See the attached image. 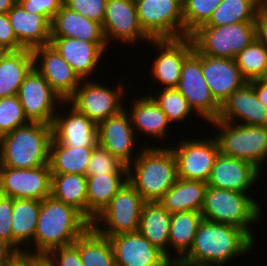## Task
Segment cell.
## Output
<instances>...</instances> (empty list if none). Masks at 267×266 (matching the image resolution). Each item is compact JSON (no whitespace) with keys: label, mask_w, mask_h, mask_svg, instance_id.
<instances>
[{"label":"cell","mask_w":267,"mask_h":266,"mask_svg":"<svg viewBox=\"0 0 267 266\" xmlns=\"http://www.w3.org/2000/svg\"><path fill=\"white\" fill-rule=\"evenodd\" d=\"M254 243L244 230L236 226L203 219L190 251L177 264L222 266L233 257L249 252Z\"/></svg>","instance_id":"1"},{"label":"cell","mask_w":267,"mask_h":266,"mask_svg":"<svg viewBox=\"0 0 267 266\" xmlns=\"http://www.w3.org/2000/svg\"><path fill=\"white\" fill-rule=\"evenodd\" d=\"M90 226L73 206L47 197L41 201L33 244L36 251L31 253L45 257L55 248L74 243Z\"/></svg>","instance_id":"2"},{"label":"cell","mask_w":267,"mask_h":266,"mask_svg":"<svg viewBox=\"0 0 267 266\" xmlns=\"http://www.w3.org/2000/svg\"><path fill=\"white\" fill-rule=\"evenodd\" d=\"M139 153L128 166V182L146 202L158 201L178 178L175 155L169 147L153 146H143Z\"/></svg>","instance_id":"3"},{"label":"cell","mask_w":267,"mask_h":266,"mask_svg":"<svg viewBox=\"0 0 267 266\" xmlns=\"http://www.w3.org/2000/svg\"><path fill=\"white\" fill-rule=\"evenodd\" d=\"M52 126L29 122L0 137V167L30 169L49 164Z\"/></svg>","instance_id":"4"},{"label":"cell","mask_w":267,"mask_h":266,"mask_svg":"<svg viewBox=\"0 0 267 266\" xmlns=\"http://www.w3.org/2000/svg\"><path fill=\"white\" fill-rule=\"evenodd\" d=\"M260 209L246 193L207 186L201 214L205 220L236 226L255 241L249 224L259 220Z\"/></svg>","instance_id":"5"},{"label":"cell","mask_w":267,"mask_h":266,"mask_svg":"<svg viewBox=\"0 0 267 266\" xmlns=\"http://www.w3.org/2000/svg\"><path fill=\"white\" fill-rule=\"evenodd\" d=\"M221 131L216 134L220 154L246 160L261 170L267 159V126L234 124L214 120L210 122Z\"/></svg>","instance_id":"6"},{"label":"cell","mask_w":267,"mask_h":266,"mask_svg":"<svg viewBox=\"0 0 267 266\" xmlns=\"http://www.w3.org/2000/svg\"><path fill=\"white\" fill-rule=\"evenodd\" d=\"M201 55L234 59L256 38L255 22L201 26L189 36Z\"/></svg>","instance_id":"7"},{"label":"cell","mask_w":267,"mask_h":266,"mask_svg":"<svg viewBox=\"0 0 267 266\" xmlns=\"http://www.w3.org/2000/svg\"><path fill=\"white\" fill-rule=\"evenodd\" d=\"M145 202L127 181L111 202L94 218L91 227L104 237L138 232L141 211ZM101 220L105 227L102 229L98 225Z\"/></svg>","instance_id":"8"},{"label":"cell","mask_w":267,"mask_h":266,"mask_svg":"<svg viewBox=\"0 0 267 266\" xmlns=\"http://www.w3.org/2000/svg\"><path fill=\"white\" fill-rule=\"evenodd\" d=\"M139 25L151 40L184 38L179 0H135Z\"/></svg>","instance_id":"9"},{"label":"cell","mask_w":267,"mask_h":266,"mask_svg":"<svg viewBox=\"0 0 267 266\" xmlns=\"http://www.w3.org/2000/svg\"><path fill=\"white\" fill-rule=\"evenodd\" d=\"M176 89L187 99L192 110L206 121L218 119L220 104L212 96L203 77L202 55L195 49L185 58Z\"/></svg>","instance_id":"10"},{"label":"cell","mask_w":267,"mask_h":266,"mask_svg":"<svg viewBox=\"0 0 267 266\" xmlns=\"http://www.w3.org/2000/svg\"><path fill=\"white\" fill-rule=\"evenodd\" d=\"M81 84L66 103H71L96 125L125 109L121 100L125 91L121 84L114 90L88 79Z\"/></svg>","instance_id":"11"},{"label":"cell","mask_w":267,"mask_h":266,"mask_svg":"<svg viewBox=\"0 0 267 266\" xmlns=\"http://www.w3.org/2000/svg\"><path fill=\"white\" fill-rule=\"evenodd\" d=\"M18 98L29 122L49 125L56 115V105L66 104L35 68L20 85Z\"/></svg>","instance_id":"12"},{"label":"cell","mask_w":267,"mask_h":266,"mask_svg":"<svg viewBox=\"0 0 267 266\" xmlns=\"http://www.w3.org/2000/svg\"><path fill=\"white\" fill-rule=\"evenodd\" d=\"M51 177L49 164L30 169L0 167V194L42 201L50 197Z\"/></svg>","instance_id":"13"},{"label":"cell","mask_w":267,"mask_h":266,"mask_svg":"<svg viewBox=\"0 0 267 266\" xmlns=\"http://www.w3.org/2000/svg\"><path fill=\"white\" fill-rule=\"evenodd\" d=\"M182 140L179 145L171 147L177 162V177L180 179L206 182L219 151L217 140Z\"/></svg>","instance_id":"14"},{"label":"cell","mask_w":267,"mask_h":266,"mask_svg":"<svg viewBox=\"0 0 267 266\" xmlns=\"http://www.w3.org/2000/svg\"><path fill=\"white\" fill-rule=\"evenodd\" d=\"M32 54L34 68L44 77L63 101H68L75 94L82 81L73 68L51 44L33 49Z\"/></svg>","instance_id":"15"},{"label":"cell","mask_w":267,"mask_h":266,"mask_svg":"<svg viewBox=\"0 0 267 266\" xmlns=\"http://www.w3.org/2000/svg\"><path fill=\"white\" fill-rule=\"evenodd\" d=\"M116 266H172L173 263L139 232L108 237Z\"/></svg>","instance_id":"16"},{"label":"cell","mask_w":267,"mask_h":266,"mask_svg":"<svg viewBox=\"0 0 267 266\" xmlns=\"http://www.w3.org/2000/svg\"><path fill=\"white\" fill-rule=\"evenodd\" d=\"M102 28L107 44L112 38L129 44L151 41L139 25L135 0H107Z\"/></svg>","instance_id":"17"},{"label":"cell","mask_w":267,"mask_h":266,"mask_svg":"<svg viewBox=\"0 0 267 266\" xmlns=\"http://www.w3.org/2000/svg\"><path fill=\"white\" fill-rule=\"evenodd\" d=\"M135 134L129 112L126 109L97 125L98 145L119 158L127 166L134 161L131 151L136 142Z\"/></svg>","instance_id":"18"},{"label":"cell","mask_w":267,"mask_h":266,"mask_svg":"<svg viewBox=\"0 0 267 266\" xmlns=\"http://www.w3.org/2000/svg\"><path fill=\"white\" fill-rule=\"evenodd\" d=\"M160 51L153 64V77L164 85V88H176L182 72L185 58L193 51L190 37L178 39L151 40Z\"/></svg>","instance_id":"19"},{"label":"cell","mask_w":267,"mask_h":266,"mask_svg":"<svg viewBox=\"0 0 267 266\" xmlns=\"http://www.w3.org/2000/svg\"><path fill=\"white\" fill-rule=\"evenodd\" d=\"M260 170L252 163L234 157L218 154L212 167L207 185L246 193L256 183Z\"/></svg>","instance_id":"20"},{"label":"cell","mask_w":267,"mask_h":266,"mask_svg":"<svg viewBox=\"0 0 267 266\" xmlns=\"http://www.w3.org/2000/svg\"><path fill=\"white\" fill-rule=\"evenodd\" d=\"M234 118L244 121L238 124L267 126V106L258 99L249 82L234 91L220 105L217 120L235 124Z\"/></svg>","instance_id":"21"},{"label":"cell","mask_w":267,"mask_h":266,"mask_svg":"<svg viewBox=\"0 0 267 266\" xmlns=\"http://www.w3.org/2000/svg\"><path fill=\"white\" fill-rule=\"evenodd\" d=\"M50 44L84 81L95 71L107 42H87L69 37H50Z\"/></svg>","instance_id":"22"},{"label":"cell","mask_w":267,"mask_h":266,"mask_svg":"<svg viewBox=\"0 0 267 266\" xmlns=\"http://www.w3.org/2000/svg\"><path fill=\"white\" fill-rule=\"evenodd\" d=\"M51 126L54 142L72 148L98 145L97 125L72 105L67 115L56 114Z\"/></svg>","instance_id":"23"},{"label":"cell","mask_w":267,"mask_h":266,"mask_svg":"<svg viewBox=\"0 0 267 266\" xmlns=\"http://www.w3.org/2000/svg\"><path fill=\"white\" fill-rule=\"evenodd\" d=\"M202 72L212 96L220 105L247 83L234 59L202 55Z\"/></svg>","instance_id":"24"},{"label":"cell","mask_w":267,"mask_h":266,"mask_svg":"<svg viewBox=\"0 0 267 266\" xmlns=\"http://www.w3.org/2000/svg\"><path fill=\"white\" fill-rule=\"evenodd\" d=\"M7 16L23 49L32 51L50 44L51 22L45 16L27 12L18 3L9 10Z\"/></svg>","instance_id":"25"},{"label":"cell","mask_w":267,"mask_h":266,"mask_svg":"<svg viewBox=\"0 0 267 266\" xmlns=\"http://www.w3.org/2000/svg\"><path fill=\"white\" fill-rule=\"evenodd\" d=\"M50 37H69L87 42H106L101 23L73 12L64 5L51 21Z\"/></svg>","instance_id":"26"},{"label":"cell","mask_w":267,"mask_h":266,"mask_svg":"<svg viewBox=\"0 0 267 266\" xmlns=\"http://www.w3.org/2000/svg\"><path fill=\"white\" fill-rule=\"evenodd\" d=\"M171 216L172 214L163 208L158 201L145 202L141 211L138 232L175 264V258L169 255L167 248Z\"/></svg>","instance_id":"27"},{"label":"cell","mask_w":267,"mask_h":266,"mask_svg":"<svg viewBox=\"0 0 267 266\" xmlns=\"http://www.w3.org/2000/svg\"><path fill=\"white\" fill-rule=\"evenodd\" d=\"M207 186L203 181L177 178L158 203L171 214L182 211L201 212Z\"/></svg>","instance_id":"28"},{"label":"cell","mask_w":267,"mask_h":266,"mask_svg":"<svg viewBox=\"0 0 267 266\" xmlns=\"http://www.w3.org/2000/svg\"><path fill=\"white\" fill-rule=\"evenodd\" d=\"M86 176L87 220L92 223L94 218L111 202L128 181V173H105Z\"/></svg>","instance_id":"29"},{"label":"cell","mask_w":267,"mask_h":266,"mask_svg":"<svg viewBox=\"0 0 267 266\" xmlns=\"http://www.w3.org/2000/svg\"><path fill=\"white\" fill-rule=\"evenodd\" d=\"M33 68L31 50L9 51L0 63V98L18 95L20 85Z\"/></svg>","instance_id":"30"},{"label":"cell","mask_w":267,"mask_h":266,"mask_svg":"<svg viewBox=\"0 0 267 266\" xmlns=\"http://www.w3.org/2000/svg\"><path fill=\"white\" fill-rule=\"evenodd\" d=\"M40 208V200L13 199L11 228L13 233V248L17 252L25 251V249L22 250L21 245H24V247L29 246L30 248L31 243H34Z\"/></svg>","instance_id":"31"},{"label":"cell","mask_w":267,"mask_h":266,"mask_svg":"<svg viewBox=\"0 0 267 266\" xmlns=\"http://www.w3.org/2000/svg\"><path fill=\"white\" fill-rule=\"evenodd\" d=\"M133 104L129 115L135 131L137 129L139 133L151 135L154 138L166 135V129L171 123L151 96L135 98Z\"/></svg>","instance_id":"32"},{"label":"cell","mask_w":267,"mask_h":266,"mask_svg":"<svg viewBox=\"0 0 267 266\" xmlns=\"http://www.w3.org/2000/svg\"><path fill=\"white\" fill-rule=\"evenodd\" d=\"M95 147H69L59 142L50 143L49 166L51 174L86 175Z\"/></svg>","instance_id":"33"},{"label":"cell","mask_w":267,"mask_h":266,"mask_svg":"<svg viewBox=\"0 0 267 266\" xmlns=\"http://www.w3.org/2000/svg\"><path fill=\"white\" fill-rule=\"evenodd\" d=\"M87 176L81 174H52L50 196L73 206L87 219Z\"/></svg>","instance_id":"34"},{"label":"cell","mask_w":267,"mask_h":266,"mask_svg":"<svg viewBox=\"0 0 267 266\" xmlns=\"http://www.w3.org/2000/svg\"><path fill=\"white\" fill-rule=\"evenodd\" d=\"M203 221L201 212L182 211L173 213L170 220L169 245L178 252L177 264L189 251L195 234ZM181 256V257H180Z\"/></svg>","instance_id":"35"},{"label":"cell","mask_w":267,"mask_h":266,"mask_svg":"<svg viewBox=\"0 0 267 266\" xmlns=\"http://www.w3.org/2000/svg\"><path fill=\"white\" fill-rule=\"evenodd\" d=\"M74 244L83 266H116L109 238L98 234L91 226Z\"/></svg>","instance_id":"36"},{"label":"cell","mask_w":267,"mask_h":266,"mask_svg":"<svg viewBox=\"0 0 267 266\" xmlns=\"http://www.w3.org/2000/svg\"><path fill=\"white\" fill-rule=\"evenodd\" d=\"M260 0H222L203 26L216 27L238 22H255Z\"/></svg>","instance_id":"37"},{"label":"cell","mask_w":267,"mask_h":266,"mask_svg":"<svg viewBox=\"0 0 267 266\" xmlns=\"http://www.w3.org/2000/svg\"><path fill=\"white\" fill-rule=\"evenodd\" d=\"M234 60L247 82L267 79V50L257 38L238 53Z\"/></svg>","instance_id":"38"},{"label":"cell","mask_w":267,"mask_h":266,"mask_svg":"<svg viewBox=\"0 0 267 266\" xmlns=\"http://www.w3.org/2000/svg\"><path fill=\"white\" fill-rule=\"evenodd\" d=\"M222 0H185L182 3L184 37L205 25Z\"/></svg>","instance_id":"39"},{"label":"cell","mask_w":267,"mask_h":266,"mask_svg":"<svg viewBox=\"0 0 267 266\" xmlns=\"http://www.w3.org/2000/svg\"><path fill=\"white\" fill-rule=\"evenodd\" d=\"M156 96L149 95L158 104L170 123L186 119L193 111L187 99L176 88H162Z\"/></svg>","instance_id":"40"},{"label":"cell","mask_w":267,"mask_h":266,"mask_svg":"<svg viewBox=\"0 0 267 266\" xmlns=\"http://www.w3.org/2000/svg\"><path fill=\"white\" fill-rule=\"evenodd\" d=\"M28 123L18 95L0 98V137Z\"/></svg>","instance_id":"41"},{"label":"cell","mask_w":267,"mask_h":266,"mask_svg":"<svg viewBox=\"0 0 267 266\" xmlns=\"http://www.w3.org/2000/svg\"><path fill=\"white\" fill-rule=\"evenodd\" d=\"M128 173V166L119 158L97 145L92 152L86 175Z\"/></svg>","instance_id":"42"},{"label":"cell","mask_w":267,"mask_h":266,"mask_svg":"<svg viewBox=\"0 0 267 266\" xmlns=\"http://www.w3.org/2000/svg\"><path fill=\"white\" fill-rule=\"evenodd\" d=\"M107 0H63V5L88 19L102 24Z\"/></svg>","instance_id":"43"},{"label":"cell","mask_w":267,"mask_h":266,"mask_svg":"<svg viewBox=\"0 0 267 266\" xmlns=\"http://www.w3.org/2000/svg\"><path fill=\"white\" fill-rule=\"evenodd\" d=\"M45 259L51 266H83L74 243L51 250Z\"/></svg>","instance_id":"44"},{"label":"cell","mask_w":267,"mask_h":266,"mask_svg":"<svg viewBox=\"0 0 267 266\" xmlns=\"http://www.w3.org/2000/svg\"><path fill=\"white\" fill-rule=\"evenodd\" d=\"M17 3L27 12L41 14L50 22L63 6V0H17Z\"/></svg>","instance_id":"45"},{"label":"cell","mask_w":267,"mask_h":266,"mask_svg":"<svg viewBox=\"0 0 267 266\" xmlns=\"http://www.w3.org/2000/svg\"><path fill=\"white\" fill-rule=\"evenodd\" d=\"M12 211L13 198L0 194V239L13 247Z\"/></svg>","instance_id":"46"},{"label":"cell","mask_w":267,"mask_h":266,"mask_svg":"<svg viewBox=\"0 0 267 266\" xmlns=\"http://www.w3.org/2000/svg\"><path fill=\"white\" fill-rule=\"evenodd\" d=\"M0 44L6 47L9 51H18L23 49L19 45L9 22L7 13H0Z\"/></svg>","instance_id":"47"},{"label":"cell","mask_w":267,"mask_h":266,"mask_svg":"<svg viewBox=\"0 0 267 266\" xmlns=\"http://www.w3.org/2000/svg\"><path fill=\"white\" fill-rule=\"evenodd\" d=\"M45 257L35 253L25 251L17 252L3 266H37Z\"/></svg>","instance_id":"48"},{"label":"cell","mask_w":267,"mask_h":266,"mask_svg":"<svg viewBox=\"0 0 267 266\" xmlns=\"http://www.w3.org/2000/svg\"><path fill=\"white\" fill-rule=\"evenodd\" d=\"M256 38L267 50V18L259 11L255 18Z\"/></svg>","instance_id":"49"},{"label":"cell","mask_w":267,"mask_h":266,"mask_svg":"<svg viewBox=\"0 0 267 266\" xmlns=\"http://www.w3.org/2000/svg\"><path fill=\"white\" fill-rule=\"evenodd\" d=\"M254 88L258 99L267 106V79H257L249 82Z\"/></svg>","instance_id":"50"},{"label":"cell","mask_w":267,"mask_h":266,"mask_svg":"<svg viewBox=\"0 0 267 266\" xmlns=\"http://www.w3.org/2000/svg\"><path fill=\"white\" fill-rule=\"evenodd\" d=\"M17 251L7 242L0 239V266L7 263Z\"/></svg>","instance_id":"51"},{"label":"cell","mask_w":267,"mask_h":266,"mask_svg":"<svg viewBox=\"0 0 267 266\" xmlns=\"http://www.w3.org/2000/svg\"><path fill=\"white\" fill-rule=\"evenodd\" d=\"M17 3V0H0V13H8Z\"/></svg>","instance_id":"52"},{"label":"cell","mask_w":267,"mask_h":266,"mask_svg":"<svg viewBox=\"0 0 267 266\" xmlns=\"http://www.w3.org/2000/svg\"><path fill=\"white\" fill-rule=\"evenodd\" d=\"M259 11L267 18V0H260Z\"/></svg>","instance_id":"53"},{"label":"cell","mask_w":267,"mask_h":266,"mask_svg":"<svg viewBox=\"0 0 267 266\" xmlns=\"http://www.w3.org/2000/svg\"><path fill=\"white\" fill-rule=\"evenodd\" d=\"M8 52L9 50L6 47H4L2 44H0V63Z\"/></svg>","instance_id":"54"},{"label":"cell","mask_w":267,"mask_h":266,"mask_svg":"<svg viewBox=\"0 0 267 266\" xmlns=\"http://www.w3.org/2000/svg\"><path fill=\"white\" fill-rule=\"evenodd\" d=\"M37 266H51L47 260L44 258Z\"/></svg>","instance_id":"55"}]
</instances>
